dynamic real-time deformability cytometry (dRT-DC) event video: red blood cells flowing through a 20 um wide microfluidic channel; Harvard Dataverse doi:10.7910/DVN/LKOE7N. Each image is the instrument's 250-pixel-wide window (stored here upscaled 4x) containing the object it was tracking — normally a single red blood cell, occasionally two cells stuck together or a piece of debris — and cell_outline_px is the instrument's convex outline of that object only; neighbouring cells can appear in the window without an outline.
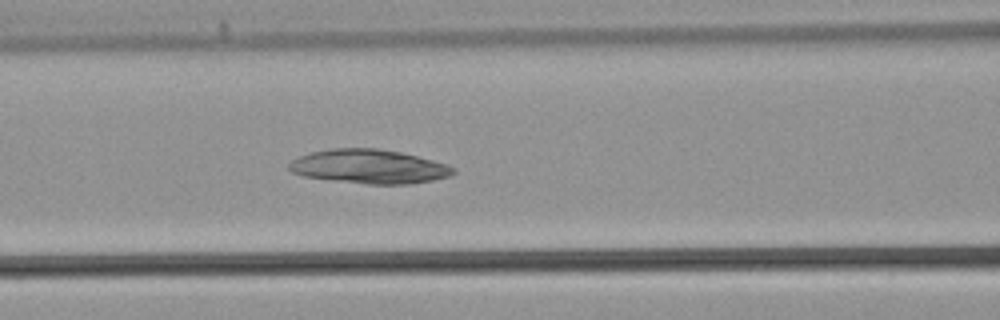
{"species": "common noctule bat (a hibernating species)", "species_latin": "Nyctalus noctula", "temperature_condition": "warm", "stored_images_in_passage": 30, "camera_frame_rate_fps": 3000, "um_per_image_px": 0.085, "animal": {"sex": "male", "body_mass_g": 21.5, "forearm_length_mm": 52.0}, "frame": {"image": 1, "passage_image": 6, "time_ms": 1.667, "image_size_px": [1000, 320], "cell_outline_px": [[456, 172], [452, 176], [432, 180], [408, 184], [368, 184], [328, 180], [304, 176], [292, 172], [288, 168], [288, 164], [292, 160], [300, 156], [312, 152], [332, 148], [376, 148], [400, 152], [432, 160], [444, 164], [452, 168]], "centroid_in_image_um": [31.34, 14.16], "position_along_channel_um": 135.3, "area_um2": 32.43}}
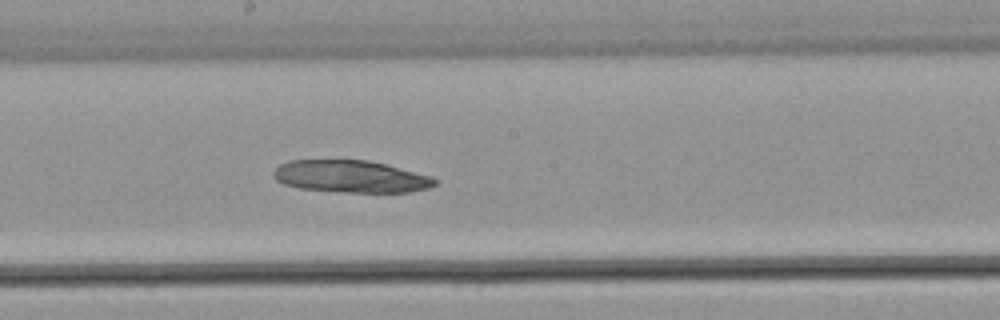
{"frame": {"image": 2, "passage_image": 11, "time_ms": 3.333, "image_size_px": [1000, 320], "cell_outline_px": [[436, 184], [428, 188], [412, 192], [344, 192], [300, 188], [284, 184], [276, 180], [276, 168], [280, 164], [288, 160], [368, 160], [432, 176], [436, 180]], "centroid_in_image_um": [29.84, 15.0], "position_along_channel_um": 218.4, "area_um2": 30.0}}
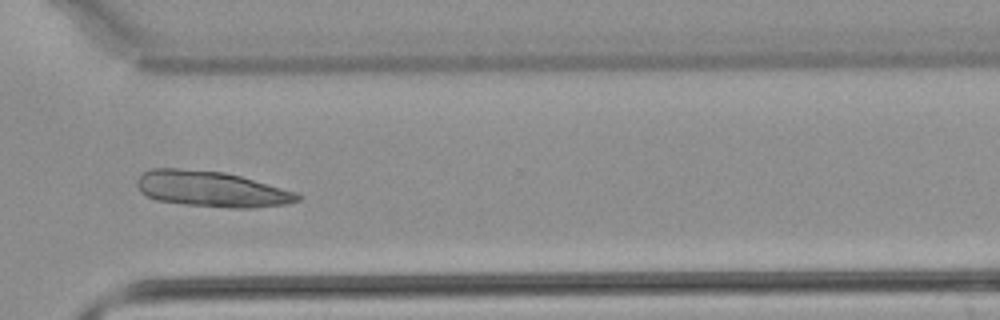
{"frame": {"image": 3, "passage_image": 19, "time_ms": 6.0, "image_size_px": [1000, 320], "cell_outline_px": [[300, 200], [284, 204], [252, 208], [228, 208], [184, 204], [156, 200], [140, 192], [136, 184], [136, 180], [144, 172], [152, 168], [176, 168], [224, 172], [240, 176], [296, 192], [300, 196]], "centroid_in_image_um": [17.93, 16.07], "position_along_channel_um": 352.7, "area_um2": 33.23}}